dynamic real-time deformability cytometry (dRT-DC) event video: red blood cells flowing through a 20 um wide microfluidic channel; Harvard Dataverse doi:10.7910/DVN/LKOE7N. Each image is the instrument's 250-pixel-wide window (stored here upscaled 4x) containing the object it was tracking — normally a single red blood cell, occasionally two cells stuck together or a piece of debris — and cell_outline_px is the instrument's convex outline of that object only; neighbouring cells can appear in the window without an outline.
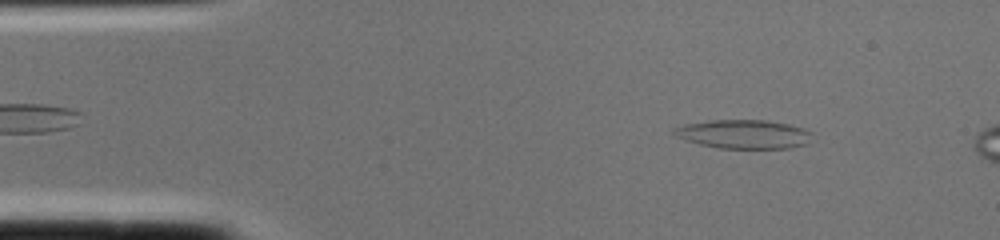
{"species": "common noctule bat (a hibernating species)", "species_latin": "Nyctalus noctula", "temperature_condition": "cold", "stored_images_in_passage": 3, "camera_frame_rate_fps": 3000, "um_per_image_px": 0.085, "animal": {"sex": "female", "body_mass_g": 22.0, "forearm_length_mm": 56.7}, "frame": {"image": 1, "passage_image": 2, "time_ms": 0.333, "image_size_px": [1000, 240], "cell_outline_px": [[812, 132], [808, 144], [792, 148], [716, 148], [684, 140], [676, 136], [672, 132], [672, 128], [684, 124], [708, 120], [768, 120], [788, 124], [804, 128]], "centroid_in_image_um": [63.2, 11.4], "position_along_channel_um": 21.8, "area_um2": 23.47}}